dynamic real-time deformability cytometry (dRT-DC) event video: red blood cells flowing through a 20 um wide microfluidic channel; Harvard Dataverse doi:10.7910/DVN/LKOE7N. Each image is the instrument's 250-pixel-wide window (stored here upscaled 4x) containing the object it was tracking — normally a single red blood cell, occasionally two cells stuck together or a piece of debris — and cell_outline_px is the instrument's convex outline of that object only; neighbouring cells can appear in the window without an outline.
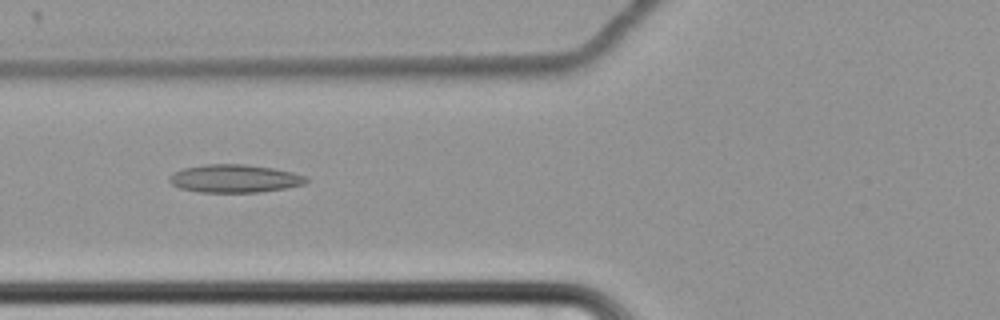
{"species": "common noctule bat (a hibernating species)", "species_latin": "Nyctalus noctula", "temperature_condition": "cold", "stored_images_in_passage": 63, "camera_frame_rate_fps": 3000, "um_per_image_px": 0.085, "animal": {"sex": "female", "body_mass_g": 22.7, "forearm_length_mm": 54.2}, "frame": {"image": 1, "passage_image": 27, "time_ms": 8.667, "image_size_px": [1000, 320], "cell_outline_px": [[308, 180], [304, 184], [284, 188], [260, 192], [200, 192], [180, 188], [172, 184], [168, 180], [168, 176], [184, 168], [208, 164], [244, 164], [272, 168], [292, 172], [304, 176]], "centroid_in_image_um": [19.92, 15.18], "position_along_channel_um": 105.9, "area_um2": 22.08}}
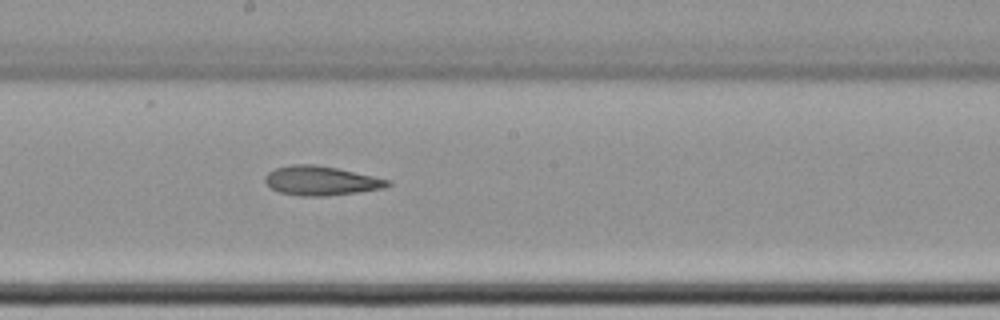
{"frame": {"image": 2, "passage_image": 37, "time_ms": 12.0, "image_size_px": [1000, 320], "cell_outline_px": [[392, 184], [384, 188], [360, 192], [328, 196], [300, 196], [280, 192], [272, 188], [264, 180], [264, 176], [268, 172], [276, 168], [292, 164], [316, 164], [336, 168], [392, 180]], "centroid_in_image_um": [27.31, 15.36], "position_along_channel_um": 220.9, "area_um2": 20.98}}
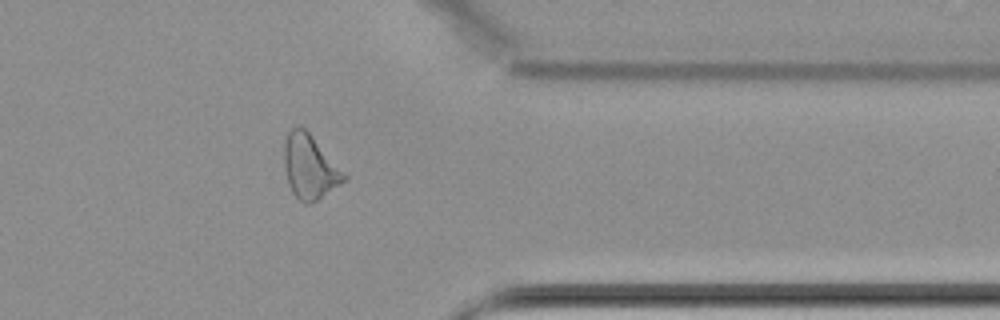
{"frame": {"image": 3, "passage_image": 52, "time_ms": 17.0, "image_size_px": [1000, 320], "cell_outline_px": [[348, 176], [340, 184], [312, 204], [304, 204], [292, 192], [288, 184], [284, 168], [284, 140], [288, 132], [292, 128], [304, 128], [308, 132]], "centroid_in_image_um": [26.3, 14.21], "position_along_channel_um": 385.1, "area_um2": 22.08}, "authors_computed_cell_mechanics": {"area_um2": 23.7558, "velocity_mm_per_s": 3.4471, "shape_relaxation_time_tau1_ms": null, "shape_relaxation_time_tau2_ms": 7.5707, "deformation_change_tau1": null, "deformation_change_tau2": 0.1563}}